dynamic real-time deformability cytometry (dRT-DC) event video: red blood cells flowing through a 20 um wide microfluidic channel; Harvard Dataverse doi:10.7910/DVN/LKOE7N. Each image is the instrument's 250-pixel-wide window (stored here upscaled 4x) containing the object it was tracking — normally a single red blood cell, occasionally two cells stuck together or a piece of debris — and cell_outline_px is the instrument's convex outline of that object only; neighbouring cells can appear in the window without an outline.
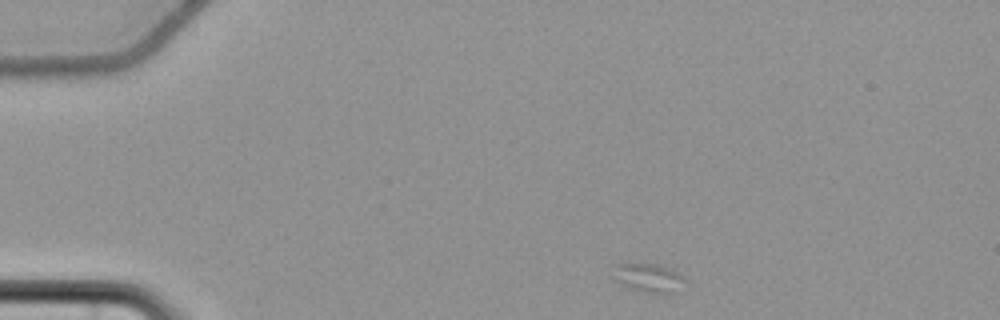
{"species": "common noctule bat (a hibernating species)", "species_latin": "Nyctalus noctula", "temperature_condition": "cold", "stored_images_in_passage": 34, "camera_frame_rate_fps": 3000, "um_per_image_px": 0.085, "animal": {"sex": "female", "body_mass_g": 22.7, "forearm_length_mm": 54.2}, "frame": {"image": 1, "passage_image": 1, "time_ms": 0.0, "image_size_px": [1000, 320], "cell_outline_px": [[684, 280], [676, 292], [648, 292], [632, 288], [616, 280], [612, 264], [656, 264], [672, 268]], "centroid_in_image_um": [55.1, 23.58], "position_along_channel_um": 29.9, "area_um2": 11.39}}